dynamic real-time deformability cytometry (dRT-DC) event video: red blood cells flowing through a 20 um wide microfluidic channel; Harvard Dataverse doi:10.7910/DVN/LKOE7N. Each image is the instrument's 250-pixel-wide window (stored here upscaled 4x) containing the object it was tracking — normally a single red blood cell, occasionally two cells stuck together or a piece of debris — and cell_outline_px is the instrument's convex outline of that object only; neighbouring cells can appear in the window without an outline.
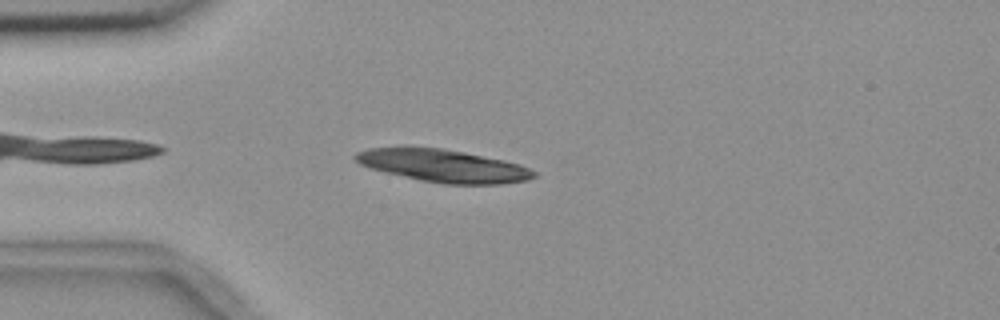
{"species": "common noctule bat (a hibernating species)", "species_latin": "Nyctalus noctula", "temperature_condition": "room temperature", "stored_images_in_passage": 43, "camera_frame_rate_fps": 3000, "um_per_image_px": 0.085, "animal": {"sex": "female", "body_mass_g": 18.4}, "frame": {"image": 1, "passage_image": 3, "time_ms": 0.667, "image_size_px": [1000, 320], "cell_outline_px": [[536, 176], [528, 180], [500, 184], [440, 184], [420, 180], [384, 172], [360, 164], [352, 156], [356, 152], [368, 148], [440, 148], [464, 152], [504, 160], [520, 164], [536, 172]], "centroid_in_image_um": [37.7, 14.11], "position_along_channel_um": 47.3, "area_um2": 33.64}}